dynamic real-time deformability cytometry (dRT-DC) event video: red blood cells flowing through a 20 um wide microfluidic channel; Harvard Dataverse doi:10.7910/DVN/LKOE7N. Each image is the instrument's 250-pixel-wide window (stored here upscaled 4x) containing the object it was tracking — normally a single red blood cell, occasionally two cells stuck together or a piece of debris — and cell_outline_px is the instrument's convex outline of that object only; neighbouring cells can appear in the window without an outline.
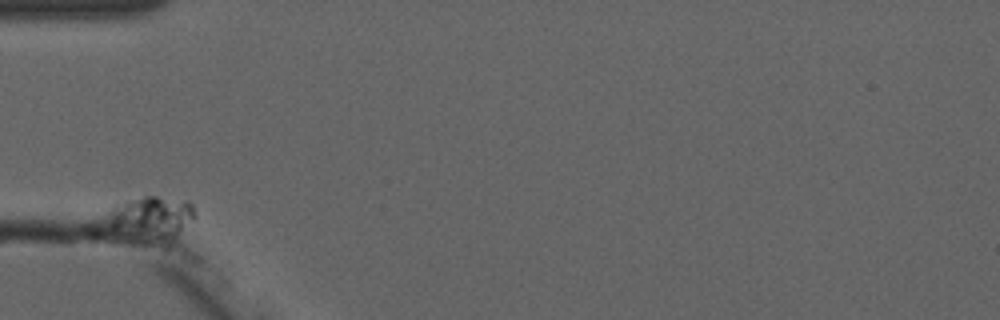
{"species": "common noctule bat (a hibernating species)", "species_latin": "Nyctalus noctula", "temperature_condition": "cold", "stored_images_in_passage": 4, "camera_frame_rate_fps": 3000, "um_per_image_px": 0.085, "animal": {"sex": "male", "forearm_length_mm": 52.5}, "frame": {"image": 1, "passage_image": 1, "time_ms": 0.0, "image_size_px": [1000, 320], "cell_outline_px": [[196, 216], [172, 240], [112, 228], [108, 216], [108, 212], [116, 204], [124, 200], [144, 196], [156, 196], [188, 200], [192, 204]], "centroid_in_image_um": [12.96, 18.36], "position_along_channel_um": 72.0, "area_um2": 20.4}}
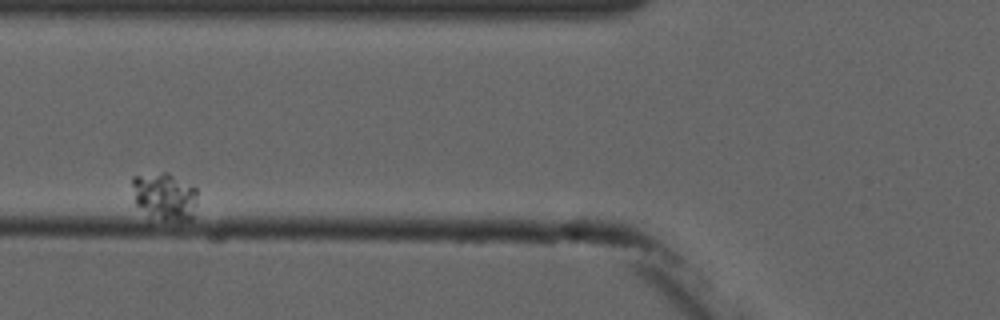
{"frame": {"image": 2, "passage_image": 3, "time_ms": 2.333, "image_size_px": [1000, 320], "cell_outline_px": [[196, 204], [192, 220], [164, 220], [148, 212], [136, 204], [132, 184], [132, 176], [164, 172], [168, 172], [192, 184], [196, 188]], "centroid_in_image_um": [14.04, 16.65], "position_along_channel_um": 111.8, "area_um2": 17.8}}